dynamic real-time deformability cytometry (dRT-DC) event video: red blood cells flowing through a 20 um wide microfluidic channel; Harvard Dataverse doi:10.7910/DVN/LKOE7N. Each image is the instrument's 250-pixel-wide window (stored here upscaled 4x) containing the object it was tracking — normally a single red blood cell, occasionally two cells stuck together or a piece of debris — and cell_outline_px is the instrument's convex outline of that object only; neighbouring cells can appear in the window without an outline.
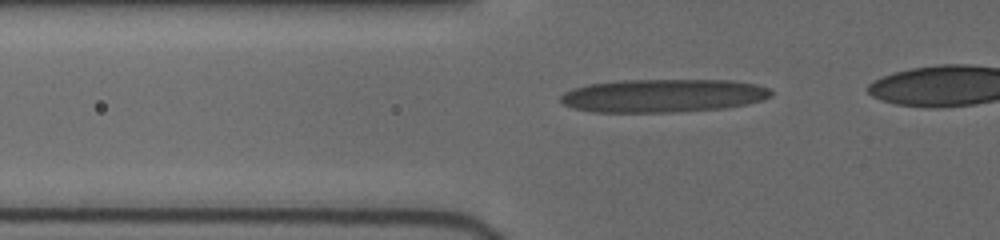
{"species": "human", "species_latin": "Homo sapiens", "temperature_condition": "cold", "stored_images_in_passage": 25, "camera_frame_rate_fps": 3000, "um_per_image_px": 0.085, "donor": {"sex": "female"}, "frame": {"image": 1, "passage_image": 3, "time_ms": 0.333, "image_size_px": [1000, 240], "cell_outline_px": [[772, 96], [760, 100], [744, 104], [724, 108], [676, 112], [592, 112], [572, 108], [564, 104], [560, 100], [560, 96], [564, 92], [572, 88], [588, 84], [620, 80], [732, 80], [756, 84], [768, 88], [772, 92]], "centroid_in_image_um": [56.32, 8.13], "position_along_channel_um": 69.5, "area_um2": 40.86}}
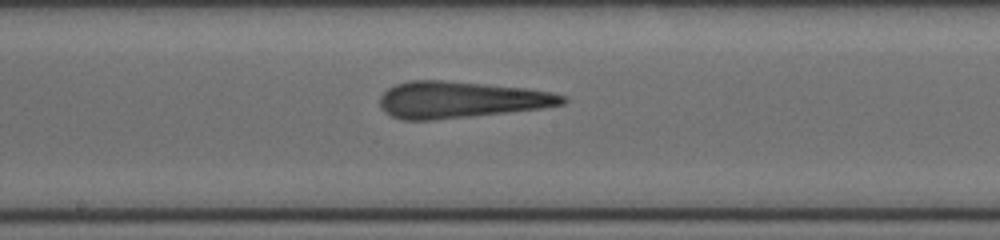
{"frame": {"image": 2, "passage_image": 13, "time_ms": 4.0, "image_size_px": [1000, 240], "cell_outline_px": [[568, 100], [564, 104], [540, 108], [432, 120], [404, 120], [392, 116], [384, 112], [380, 108], [380, 96], [388, 88], [396, 84], [408, 80], [444, 80], [524, 88], [552, 92], [568, 96]], "centroid_in_image_um": [39.13, 8.47], "position_along_channel_um": 209.1, "area_um2": 38.73}}
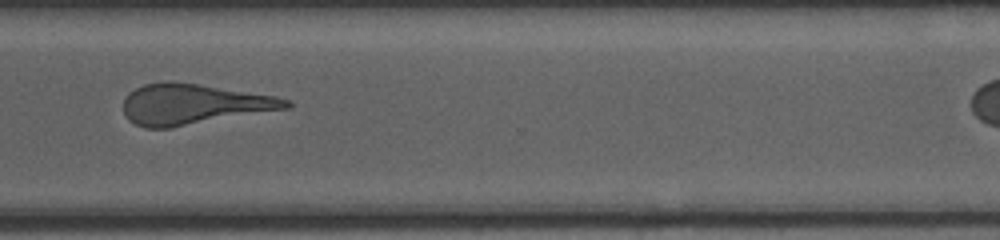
{"frame": {"image": 3, "passage_image": 24, "time_ms": 7.667, "image_size_px": [1000, 240], "cell_outline_px": [[292, 108], [168, 128], [144, 128], [128, 120], [124, 116], [124, 96], [136, 88], [144, 84], [164, 80], [172, 80], [276, 96], [288, 100], [292, 104]], "centroid_in_image_um": [16.43, 8.85], "position_along_channel_um": 354.2, "area_um2": 38.67}}